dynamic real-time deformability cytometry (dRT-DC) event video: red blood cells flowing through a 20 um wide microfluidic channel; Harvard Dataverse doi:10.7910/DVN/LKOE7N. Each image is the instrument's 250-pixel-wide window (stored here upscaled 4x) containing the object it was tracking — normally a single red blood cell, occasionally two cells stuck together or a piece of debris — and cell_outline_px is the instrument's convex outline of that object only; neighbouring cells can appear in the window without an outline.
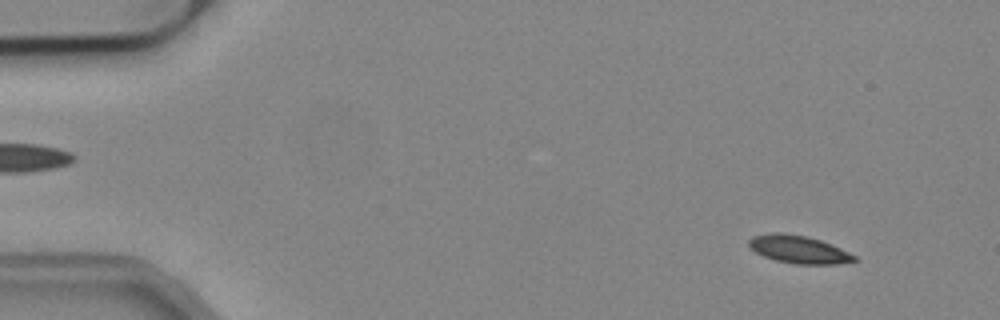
{"species": "common noctule bat (a hibernating species)", "species_latin": "Nyctalus noctula", "temperature_condition": "cold", "stored_images_in_passage": 13, "camera_frame_rate_fps": 3000, "um_per_image_px": 0.085, "animal": {"sex": "male", "body_mass_g": 19.2, "forearm_length_mm": 51.8}, "frame": {"image": 1, "passage_image": 5, "time_ms": 1.333, "image_size_px": [1000, 320], "cell_outline_px": [[860, 260], [836, 264], [796, 264], [776, 260], [764, 256], [756, 252], [748, 244], [748, 240], [752, 236], [776, 232], [780, 232], [808, 236], [820, 240], [840, 248], [856, 256]], "centroid_in_image_um": [67.9, 21.2], "position_along_channel_um": 17.1, "area_um2": 16.99}}